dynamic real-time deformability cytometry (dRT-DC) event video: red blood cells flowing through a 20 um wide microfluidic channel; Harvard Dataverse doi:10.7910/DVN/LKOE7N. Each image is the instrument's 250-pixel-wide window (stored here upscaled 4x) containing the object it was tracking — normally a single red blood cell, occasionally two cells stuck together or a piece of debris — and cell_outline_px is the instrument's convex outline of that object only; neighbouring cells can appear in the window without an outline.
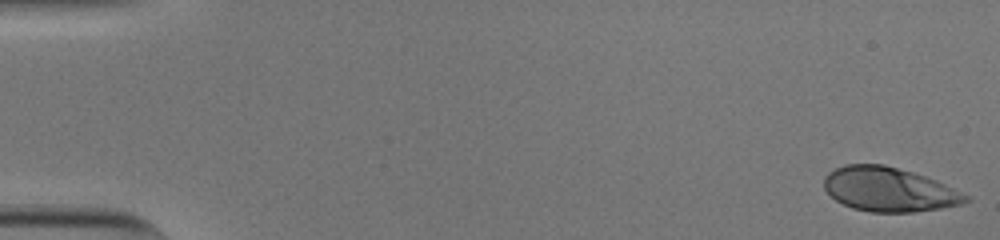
{"species": "human", "species_latin": "Homo sapiens", "temperature_condition": "cold", "stored_images_in_passage": 55, "camera_frame_rate_fps": 3000, "um_per_image_px": 0.085, "donor": {"sex": "male"}, "frame": {"image": 1, "passage_image": 1, "time_ms": 0.0, "image_size_px": [1000, 240], "cell_outline_px": [[972, 200], [960, 204], [940, 208], [912, 212], [872, 212], [852, 208], [836, 200], [824, 188], [824, 176], [828, 172], [844, 164], [884, 164], [912, 172], [936, 180], [968, 196]], "centroid_in_image_um": [75.53, 16.1], "position_along_channel_um": 9.5, "area_um2": 36.24}}
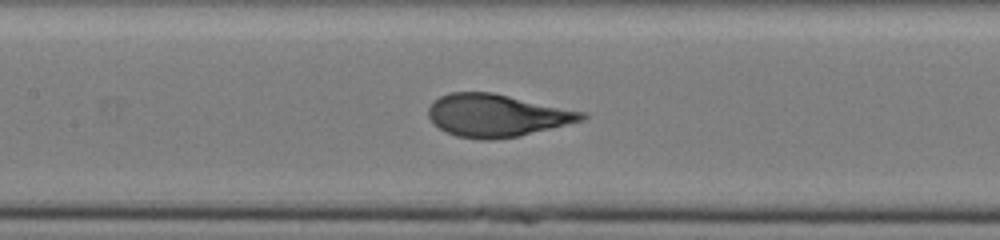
{"frame": {"image": 2, "passage_image": 26, "time_ms": 8.333, "image_size_px": [1000, 240], "cell_outline_px": [[588, 116], [584, 120], [520, 136], [492, 140], [480, 140], [456, 136], [432, 124], [428, 116], [428, 108], [432, 100], [440, 96], [452, 92], [492, 92], [588, 112]], "centroid_in_image_um": [42.23, 9.81], "position_along_channel_um": 165.2, "area_um2": 38.44}}
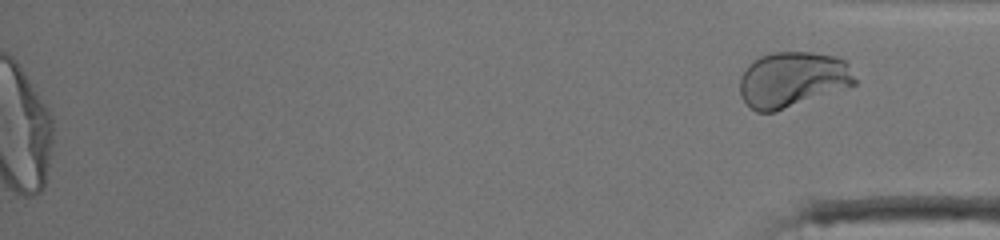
{"frame": {"image": 3, "passage_image": 55, "time_ms": 18.0, "image_size_px": [1000, 240], "cell_outline_px": [[856, 84], [772, 112], [756, 112], [748, 108], [740, 96], [740, 76], [748, 64], [760, 56], [772, 52], [812, 52], [836, 56], [844, 60], [848, 64], [856, 80]], "centroid_in_image_um": [67.31, 6.74], "position_along_channel_um": 367.9, "area_um2": 37.05}, "authors_computed_cell_mechanics": {"area_um2": 37.4544, "velocity_mm_per_s": 3.7979, "shape_relaxation_time_tau1_ms": 5.0561, "shape_relaxation_time_tau2_ms": null, "deformation_change_tau1": 0.245, "deformation_change_tau2": null}}